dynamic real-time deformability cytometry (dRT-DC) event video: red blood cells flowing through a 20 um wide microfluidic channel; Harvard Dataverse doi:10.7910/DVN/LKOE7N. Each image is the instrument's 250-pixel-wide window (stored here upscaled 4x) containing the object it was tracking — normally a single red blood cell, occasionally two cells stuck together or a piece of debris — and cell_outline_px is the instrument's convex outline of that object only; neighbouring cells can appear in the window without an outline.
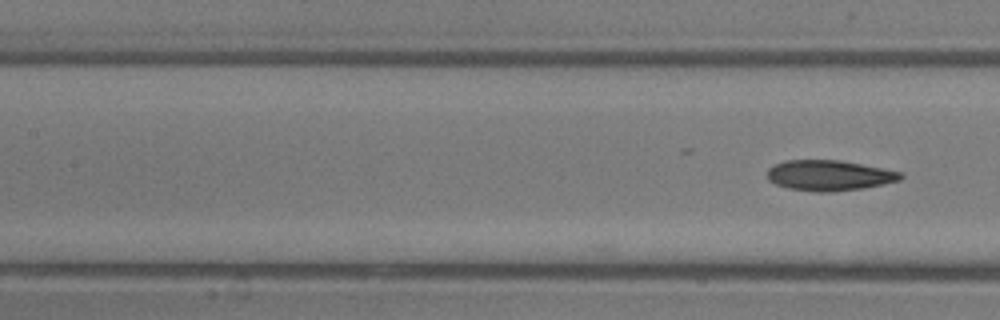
{"species": "common noctule bat (a hibernating species)", "species_latin": "Nyctalus noctula", "temperature_condition": "room temperature", "stored_images_in_passage": 10, "camera_frame_rate_fps": 3000, "um_per_image_px": 0.085, "animal": {"sex": "male", "body_mass_g": 13.3}, "frame": {"image": 1, "passage_image": 10, "time_ms": 3.0, "image_size_px": [1000, 320], "cell_outline_px": [[904, 176], [900, 180], [884, 184], [864, 188], [832, 192], [816, 192], [788, 188], [776, 184], [768, 180], [768, 168], [784, 160], [840, 160], [904, 172]], "centroid_in_image_um": [70.51, 14.91], "position_along_channel_um": 136.9, "area_um2": 23.81}}